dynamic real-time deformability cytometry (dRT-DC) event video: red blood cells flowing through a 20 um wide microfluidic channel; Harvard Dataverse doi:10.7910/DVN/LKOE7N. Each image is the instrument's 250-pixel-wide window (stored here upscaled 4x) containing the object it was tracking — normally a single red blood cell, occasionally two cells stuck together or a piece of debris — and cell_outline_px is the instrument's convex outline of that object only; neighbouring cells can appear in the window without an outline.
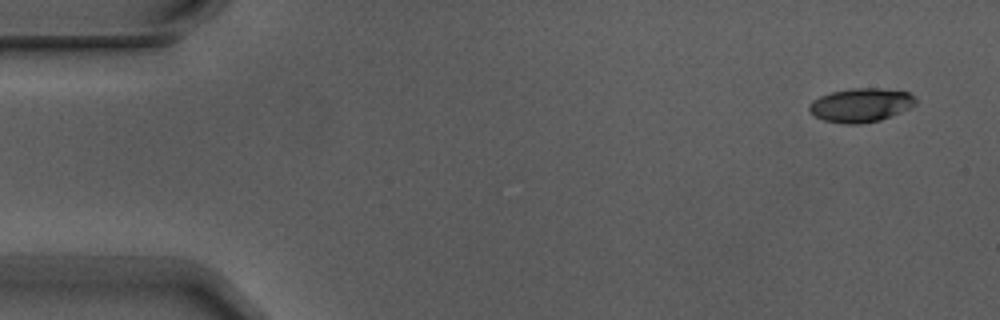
{"species": "Egyptian fruit bat (a non-hibernating species)", "species_latin": "Rousettus aegyptiacus", "temperature_condition": "warm", "stored_images_in_passage": 10, "camera_frame_rate_fps": 3000, "um_per_image_px": 0.085, "animal": {"sex": "male"}, "frame": {"image": 1, "passage_image": 1, "time_ms": 0.0, "image_size_px": [1000, 320], "cell_outline_px": [[916, 104], [900, 112], [880, 120], [860, 124], [844, 124], [824, 120], [816, 116], [808, 108], [808, 104], [812, 100], [820, 96], [832, 92], [852, 88], [876, 88], [908, 92], [916, 96]], "centroid_in_image_um": [73.17, 8.93], "position_along_channel_um": 11.8, "area_um2": 20.87}}
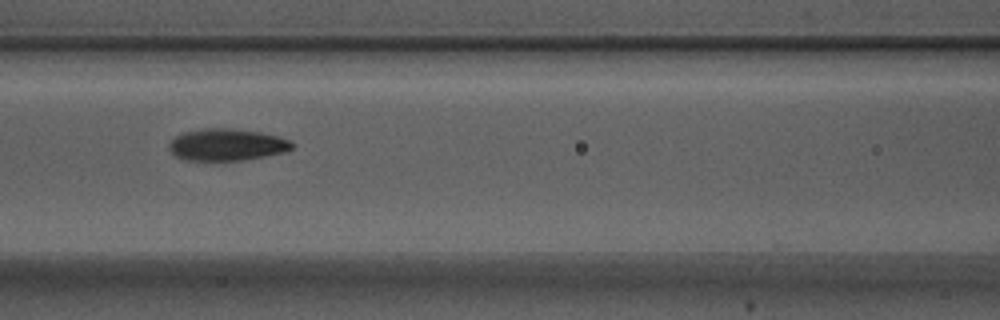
{"frame": {"image": 2, "passage_image": 7, "time_ms": 2.0, "image_size_px": [1000, 320], "cell_outline_px": [[292, 148], [284, 152], [264, 156], [240, 160], [184, 160], [176, 156], [168, 148], [168, 144], [176, 136], [184, 132], [204, 128], [224, 128], [260, 132], [276, 136], [288, 140], [292, 144]], "centroid_in_image_um": [19.23, 12.3], "position_along_channel_um": 147.4, "area_um2": 22.48}}
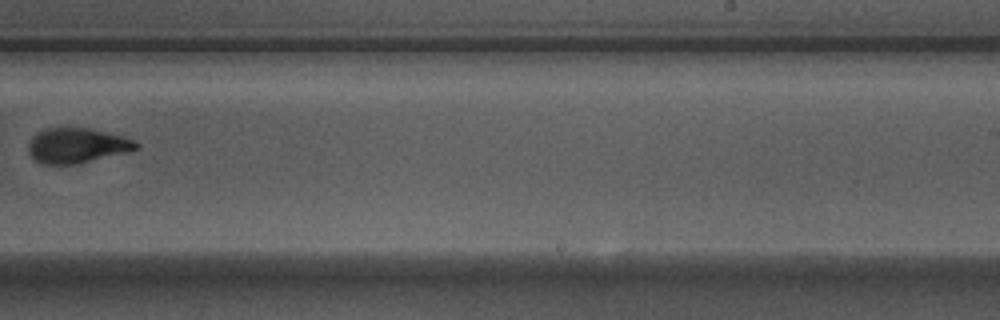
{"frame": {"image": 3, "passage_image": 10, "time_ms": 3.0, "image_size_px": [1000, 320], "cell_outline_px": [[140, 148], [76, 164], [40, 164], [28, 152], [28, 144], [32, 136], [36, 132], [48, 128], [88, 128], [120, 136], [132, 140], [140, 144]], "centroid_in_image_um": [6.48, 12.37], "position_along_channel_um": 282.5, "area_um2": 21.62}}